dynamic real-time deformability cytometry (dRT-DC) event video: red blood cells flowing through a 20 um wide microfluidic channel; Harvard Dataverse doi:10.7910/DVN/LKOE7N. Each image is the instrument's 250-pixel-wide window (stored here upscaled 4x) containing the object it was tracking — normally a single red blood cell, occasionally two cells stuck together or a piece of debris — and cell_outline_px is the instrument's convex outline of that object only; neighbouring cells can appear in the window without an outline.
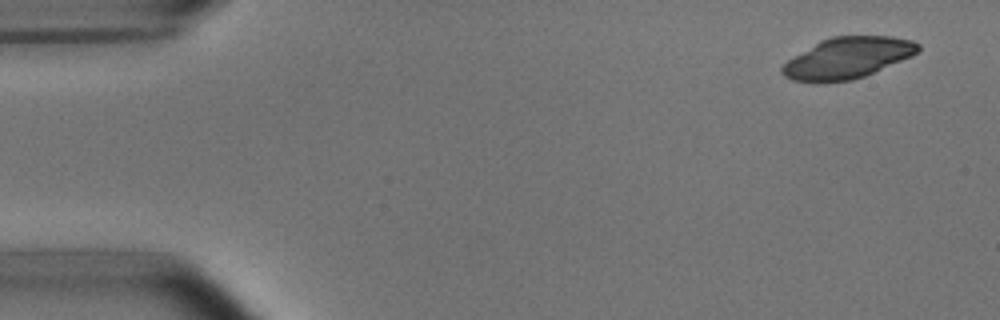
{"species": "common noctule bat (a hibernating species)", "species_latin": "Nyctalus noctula", "temperature_condition": "room temperature", "stored_images_in_passage": 4, "camera_frame_rate_fps": 3000, "um_per_image_px": 0.085, "animal": {"sex": "male", "body_mass_g": 15.6}, "frame": {"image": 1, "passage_image": 1, "time_ms": 0.0, "image_size_px": [1000, 320], "cell_outline_px": [[920, 48], [912, 56], [864, 76], [852, 80], [820, 84], [792, 80], [784, 76], [780, 72], [780, 68], [788, 60], [820, 40], [832, 36], [892, 36], [912, 40], [920, 44]], "centroid_in_image_um": [72.01, 4.94], "position_along_channel_um": 13.0, "area_um2": 32.77}}